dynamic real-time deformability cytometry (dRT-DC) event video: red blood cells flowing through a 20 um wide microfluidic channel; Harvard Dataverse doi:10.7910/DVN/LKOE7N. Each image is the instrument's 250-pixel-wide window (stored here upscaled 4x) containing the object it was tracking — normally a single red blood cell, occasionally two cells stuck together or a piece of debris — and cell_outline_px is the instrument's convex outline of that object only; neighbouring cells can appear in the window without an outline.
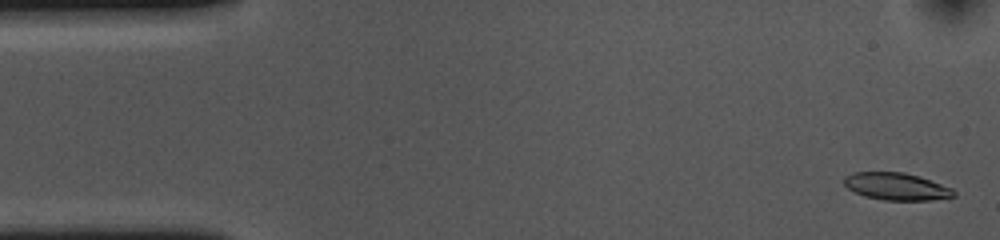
{"species": "common noctule bat (a hibernating species)", "species_latin": "Nyctalus noctula", "temperature_condition": "cold", "stored_images_in_passage": 54, "camera_frame_rate_fps": 3000, "um_per_image_px": 0.085, "animal": {"sex": "female", "body_mass_g": 10.0, "forearm_length_mm": 53.1}, "frame": {"image": 1, "passage_image": 2, "time_ms": 0.333, "image_size_px": [1000, 240], "cell_outline_px": [[956, 196], [932, 200], [884, 200], [864, 196], [848, 188], [844, 184], [844, 176], [852, 172], [904, 172], [920, 176], [952, 188], [956, 192]], "centroid_in_image_um": [76.21, 15.84], "position_along_channel_um": 8.8, "area_um2": 17.51}}
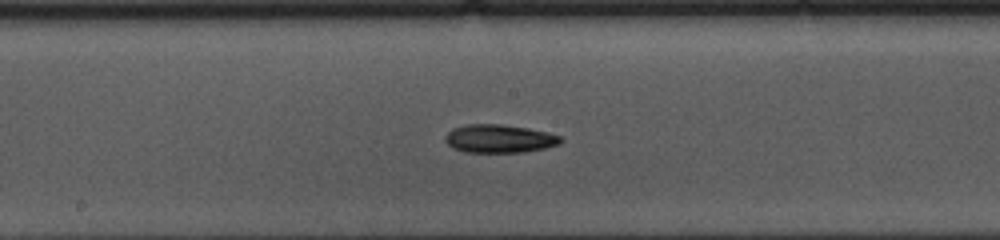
{"frame": {"image": 2, "passage_image": 27, "time_ms": 8.667, "image_size_px": [1000, 240], "cell_outline_px": [[564, 140], [560, 144], [544, 148], [524, 152], [464, 152], [452, 148], [444, 140], [444, 136], [452, 128], [468, 124], [500, 124], [528, 128], [548, 132], [560, 136]], "centroid_in_image_um": [42.43, 11.78], "position_along_channel_um": 205.8, "area_um2": 19.13}}
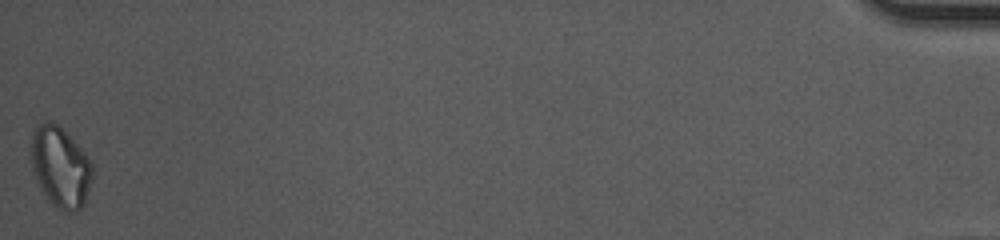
{"frame": {"image": 3, "passage_image": 54, "time_ms": 17.667, "image_size_px": [1000, 240], "cell_outline_px": [[92, 176], [84, 204], [76, 212], [68, 212], [56, 208], [48, 200], [32, 168], [32, 132], [40, 124], [48, 120], [56, 124], [80, 148], [92, 164]], "centroid_in_image_um": [5.14, 14.23], "position_along_channel_um": 430.1, "area_um2": 27.92}, "authors_computed_cell_mechanics": {"area_um2": 18.785, "velocity_mm_per_s": 3.6385, "shape_relaxation_time_tau1_ms": 6.6092, "shape_relaxation_time_tau2_ms": null, "deformation_change_tau1": 0.1557, "deformation_change_tau2": null}}